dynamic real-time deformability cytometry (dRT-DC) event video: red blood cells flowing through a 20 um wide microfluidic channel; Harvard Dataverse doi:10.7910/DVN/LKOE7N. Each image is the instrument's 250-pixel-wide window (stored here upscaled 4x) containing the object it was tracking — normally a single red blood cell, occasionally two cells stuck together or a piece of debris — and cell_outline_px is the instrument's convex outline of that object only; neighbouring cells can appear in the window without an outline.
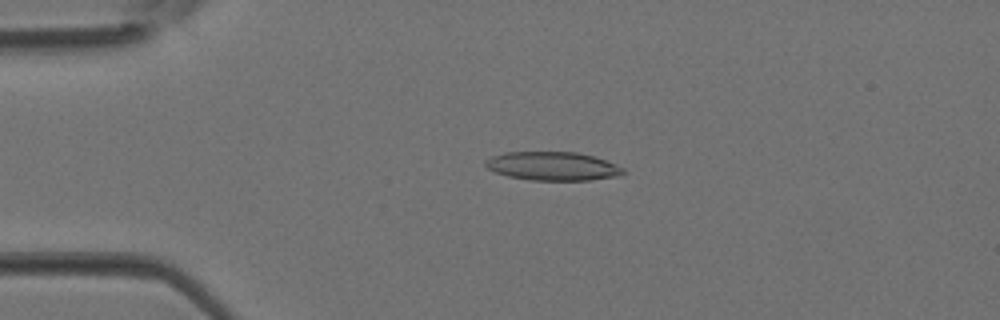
{"species": "Egyptian fruit bat (a non-hibernating species)", "species_latin": "Rousettus aegyptiacus", "temperature_condition": "room temperature", "stored_images_in_passage": 3, "camera_frame_rate_fps": 3000, "um_per_image_px": 0.085, "animal": {"sex": "female"}, "frame": {"image": 1, "passage_image": 2, "time_ms": 0.333, "image_size_px": [1000, 320], "cell_outline_px": [[624, 172], [620, 176], [588, 180], [532, 180], [508, 176], [496, 172], [488, 168], [484, 164], [484, 160], [492, 156], [504, 152], [576, 152], [592, 156], [616, 164], [624, 168]], "centroid_in_image_um": [46.97, 14.12], "position_along_channel_um": 38.0, "area_um2": 22.89}}
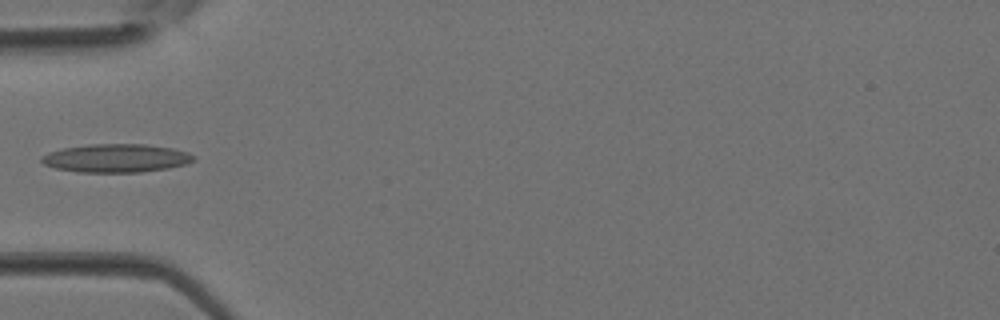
{"frame": {"image": 2, "passage_image": 3, "time_ms": 0.667, "image_size_px": [1000, 320], "cell_outline_px": [[196, 160], [188, 164], [168, 168], [140, 172], [76, 172], [56, 168], [44, 164], [40, 160], [40, 156], [48, 152], [64, 148], [88, 144], [144, 144], [172, 148], [188, 152], [196, 156]], "centroid_in_image_um": [9.89, 13.44], "position_along_channel_um": 75.1, "area_um2": 25.32}}